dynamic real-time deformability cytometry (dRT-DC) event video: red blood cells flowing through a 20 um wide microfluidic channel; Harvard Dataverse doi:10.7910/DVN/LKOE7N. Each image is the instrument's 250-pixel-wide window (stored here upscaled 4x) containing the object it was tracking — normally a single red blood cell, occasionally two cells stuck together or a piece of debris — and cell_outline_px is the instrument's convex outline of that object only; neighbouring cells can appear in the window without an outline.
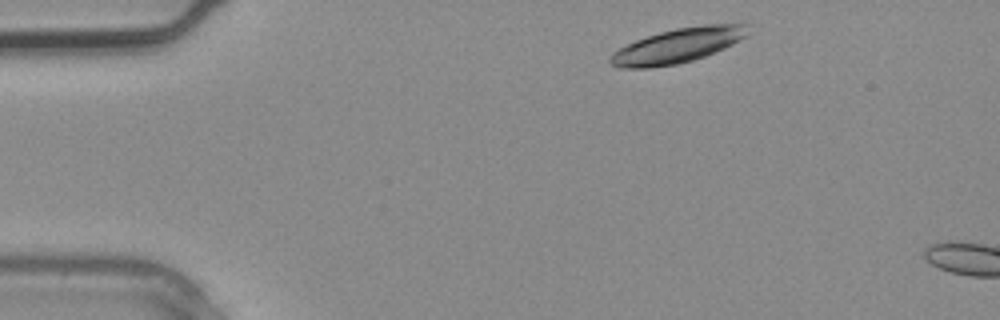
{"species": "common noctule bat (a hibernating species)", "species_latin": "Nyctalus noctula", "temperature_condition": "warm", "stored_images_in_passage": 2, "camera_frame_rate_fps": 3000, "um_per_image_px": 0.085, "animal": {"sex": "male", "body_mass_g": 20.4}, "frame": {"image": 1, "passage_image": 2, "time_ms": 0.333, "image_size_px": [1000, 320], "cell_outline_px": [[748, 24], [744, 36], [732, 44], [724, 48], [704, 56], [692, 60], [676, 64], [648, 68], [620, 68], [612, 64], [608, 60], [612, 52], [636, 40], [660, 32], [676, 28], [704, 24]], "centroid_in_image_um": [57.55, 3.88], "position_along_channel_um": 27.5, "area_um2": 27.22}}